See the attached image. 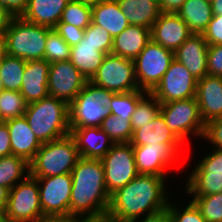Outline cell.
Segmentation results:
<instances>
[{"label":"cell","instance_id":"1","mask_svg":"<svg viewBox=\"0 0 222 222\" xmlns=\"http://www.w3.org/2000/svg\"><path fill=\"white\" fill-rule=\"evenodd\" d=\"M165 176L139 174L110 197L106 215L113 222H130L167 208Z\"/></svg>","mask_w":222,"mask_h":222},{"label":"cell","instance_id":"2","mask_svg":"<svg viewBox=\"0 0 222 222\" xmlns=\"http://www.w3.org/2000/svg\"><path fill=\"white\" fill-rule=\"evenodd\" d=\"M71 176L69 217L78 220L105 219L111 195L106 189L101 160L80 157Z\"/></svg>","mask_w":222,"mask_h":222},{"label":"cell","instance_id":"3","mask_svg":"<svg viewBox=\"0 0 222 222\" xmlns=\"http://www.w3.org/2000/svg\"><path fill=\"white\" fill-rule=\"evenodd\" d=\"M24 116L41 144L70 134L69 105L55 97L28 104Z\"/></svg>","mask_w":222,"mask_h":222},{"label":"cell","instance_id":"4","mask_svg":"<svg viewBox=\"0 0 222 222\" xmlns=\"http://www.w3.org/2000/svg\"><path fill=\"white\" fill-rule=\"evenodd\" d=\"M79 158L75 141L68 134L41 145L29 163V175L33 178H45L71 173Z\"/></svg>","mask_w":222,"mask_h":222},{"label":"cell","instance_id":"5","mask_svg":"<svg viewBox=\"0 0 222 222\" xmlns=\"http://www.w3.org/2000/svg\"><path fill=\"white\" fill-rule=\"evenodd\" d=\"M114 94L88 81L69 104L70 128L100 127L102 121L110 115L108 107Z\"/></svg>","mask_w":222,"mask_h":222},{"label":"cell","instance_id":"6","mask_svg":"<svg viewBox=\"0 0 222 222\" xmlns=\"http://www.w3.org/2000/svg\"><path fill=\"white\" fill-rule=\"evenodd\" d=\"M51 28L14 17L5 34L7 54L25 61L43 60L48 32Z\"/></svg>","mask_w":222,"mask_h":222},{"label":"cell","instance_id":"7","mask_svg":"<svg viewBox=\"0 0 222 222\" xmlns=\"http://www.w3.org/2000/svg\"><path fill=\"white\" fill-rule=\"evenodd\" d=\"M160 113L168 128L183 143L189 135L203 138L205 124L195 97L161 104Z\"/></svg>","mask_w":222,"mask_h":222},{"label":"cell","instance_id":"8","mask_svg":"<svg viewBox=\"0 0 222 222\" xmlns=\"http://www.w3.org/2000/svg\"><path fill=\"white\" fill-rule=\"evenodd\" d=\"M89 81L115 94L141 90L135 76L134 60L111 53L105 56L101 66Z\"/></svg>","mask_w":222,"mask_h":222},{"label":"cell","instance_id":"9","mask_svg":"<svg viewBox=\"0 0 222 222\" xmlns=\"http://www.w3.org/2000/svg\"><path fill=\"white\" fill-rule=\"evenodd\" d=\"M174 59V52L150 40L134 59L138 87L151 92L161 81Z\"/></svg>","mask_w":222,"mask_h":222},{"label":"cell","instance_id":"10","mask_svg":"<svg viewBox=\"0 0 222 222\" xmlns=\"http://www.w3.org/2000/svg\"><path fill=\"white\" fill-rule=\"evenodd\" d=\"M5 213L10 222H35L45 218L36 178L29 175L9 190Z\"/></svg>","mask_w":222,"mask_h":222},{"label":"cell","instance_id":"11","mask_svg":"<svg viewBox=\"0 0 222 222\" xmlns=\"http://www.w3.org/2000/svg\"><path fill=\"white\" fill-rule=\"evenodd\" d=\"M101 162L104 168L106 189L110 195L139 175L133 146L130 143L114 144Z\"/></svg>","mask_w":222,"mask_h":222},{"label":"cell","instance_id":"12","mask_svg":"<svg viewBox=\"0 0 222 222\" xmlns=\"http://www.w3.org/2000/svg\"><path fill=\"white\" fill-rule=\"evenodd\" d=\"M193 169L185 185L186 194L192 197L222 192V149L206 154Z\"/></svg>","mask_w":222,"mask_h":222},{"label":"cell","instance_id":"13","mask_svg":"<svg viewBox=\"0 0 222 222\" xmlns=\"http://www.w3.org/2000/svg\"><path fill=\"white\" fill-rule=\"evenodd\" d=\"M36 179L43 215L45 217H69L72 191L71 173Z\"/></svg>","mask_w":222,"mask_h":222},{"label":"cell","instance_id":"14","mask_svg":"<svg viewBox=\"0 0 222 222\" xmlns=\"http://www.w3.org/2000/svg\"><path fill=\"white\" fill-rule=\"evenodd\" d=\"M197 79L175 58L170 63L161 81L151 93L161 103L193 98L196 95Z\"/></svg>","mask_w":222,"mask_h":222},{"label":"cell","instance_id":"15","mask_svg":"<svg viewBox=\"0 0 222 222\" xmlns=\"http://www.w3.org/2000/svg\"><path fill=\"white\" fill-rule=\"evenodd\" d=\"M87 82L88 79L70 60L50 63L48 74L49 96L62 100L69 105Z\"/></svg>","mask_w":222,"mask_h":222},{"label":"cell","instance_id":"16","mask_svg":"<svg viewBox=\"0 0 222 222\" xmlns=\"http://www.w3.org/2000/svg\"><path fill=\"white\" fill-rule=\"evenodd\" d=\"M181 146L183 144L164 143L133 146L137 172L166 176V168L171 167L177 161L179 152L183 151Z\"/></svg>","mask_w":222,"mask_h":222},{"label":"cell","instance_id":"17","mask_svg":"<svg viewBox=\"0 0 222 222\" xmlns=\"http://www.w3.org/2000/svg\"><path fill=\"white\" fill-rule=\"evenodd\" d=\"M192 34L184 20L172 13H160L150 29L151 40L173 52Z\"/></svg>","mask_w":222,"mask_h":222},{"label":"cell","instance_id":"18","mask_svg":"<svg viewBox=\"0 0 222 222\" xmlns=\"http://www.w3.org/2000/svg\"><path fill=\"white\" fill-rule=\"evenodd\" d=\"M195 98L204 124L222 118V77L205 75L197 80Z\"/></svg>","mask_w":222,"mask_h":222},{"label":"cell","instance_id":"19","mask_svg":"<svg viewBox=\"0 0 222 222\" xmlns=\"http://www.w3.org/2000/svg\"><path fill=\"white\" fill-rule=\"evenodd\" d=\"M208 43L202 34H192L174 52V58L181 62L197 79L208 75L207 51Z\"/></svg>","mask_w":222,"mask_h":222},{"label":"cell","instance_id":"20","mask_svg":"<svg viewBox=\"0 0 222 222\" xmlns=\"http://www.w3.org/2000/svg\"><path fill=\"white\" fill-rule=\"evenodd\" d=\"M70 135L82 158L101 160L114 145L100 127L70 128Z\"/></svg>","mask_w":222,"mask_h":222},{"label":"cell","instance_id":"21","mask_svg":"<svg viewBox=\"0 0 222 222\" xmlns=\"http://www.w3.org/2000/svg\"><path fill=\"white\" fill-rule=\"evenodd\" d=\"M49 68L50 63L44 59L26 61L20 93L28 104L49 96Z\"/></svg>","mask_w":222,"mask_h":222},{"label":"cell","instance_id":"22","mask_svg":"<svg viewBox=\"0 0 222 222\" xmlns=\"http://www.w3.org/2000/svg\"><path fill=\"white\" fill-rule=\"evenodd\" d=\"M4 122L10 134L12 155L21 157L30 163L42 144L29 127L27 119L22 116Z\"/></svg>","mask_w":222,"mask_h":222},{"label":"cell","instance_id":"23","mask_svg":"<svg viewBox=\"0 0 222 222\" xmlns=\"http://www.w3.org/2000/svg\"><path fill=\"white\" fill-rule=\"evenodd\" d=\"M70 0H28L21 18L25 21L54 29Z\"/></svg>","mask_w":222,"mask_h":222},{"label":"cell","instance_id":"24","mask_svg":"<svg viewBox=\"0 0 222 222\" xmlns=\"http://www.w3.org/2000/svg\"><path fill=\"white\" fill-rule=\"evenodd\" d=\"M150 40L149 28L129 25L113 38L111 54L134 60Z\"/></svg>","mask_w":222,"mask_h":222},{"label":"cell","instance_id":"25","mask_svg":"<svg viewBox=\"0 0 222 222\" xmlns=\"http://www.w3.org/2000/svg\"><path fill=\"white\" fill-rule=\"evenodd\" d=\"M92 23L106 29L113 38L130 25L117 0H103L93 5Z\"/></svg>","mask_w":222,"mask_h":222},{"label":"cell","instance_id":"26","mask_svg":"<svg viewBox=\"0 0 222 222\" xmlns=\"http://www.w3.org/2000/svg\"><path fill=\"white\" fill-rule=\"evenodd\" d=\"M132 146L147 144H184L167 126L161 113L143 128L133 131L129 142Z\"/></svg>","mask_w":222,"mask_h":222},{"label":"cell","instance_id":"27","mask_svg":"<svg viewBox=\"0 0 222 222\" xmlns=\"http://www.w3.org/2000/svg\"><path fill=\"white\" fill-rule=\"evenodd\" d=\"M130 25L151 29L160 15L159 5L151 0H117Z\"/></svg>","mask_w":222,"mask_h":222},{"label":"cell","instance_id":"28","mask_svg":"<svg viewBox=\"0 0 222 222\" xmlns=\"http://www.w3.org/2000/svg\"><path fill=\"white\" fill-rule=\"evenodd\" d=\"M177 15L184 20L192 33L203 34L213 17L211 2L186 0Z\"/></svg>","mask_w":222,"mask_h":222},{"label":"cell","instance_id":"29","mask_svg":"<svg viewBox=\"0 0 222 222\" xmlns=\"http://www.w3.org/2000/svg\"><path fill=\"white\" fill-rule=\"evenodd\" d=\"M107 54L97 51L91 44H79L71 47V63L88 79L93 77Z\"/></svg>","mask_w":222,"mask_h":222},{"label":"cell","instance_id":"30","mask_svg":"<svg viewBox=\"0 0 222 222\" xmlns=\"http://www.w3.org/2000/svg\"><path fill=\"white\" fill-rule=\"evenodd\" d=\"M26 174V175H24ZM30 174L29 163L16 155L0 157V185L11 190Z\"/></svg>","mask_w":222,"mask_h":222},{"label":"cell","instance_id":"31","mask_svg":"<svg viewBox=\"0 0 222 222\" xmlns=\"http://www.w3.org/2000/svg\"><path fill=\"white\" fill-rule=\"evenodd\" d=\"M26 61L19 57L6 55L0 62V75L5 90H21Z\"/></svg>","mask_w":222,"mask_h":222},{"label":"cell","instance_id":"32","mask_svg":"<svg viewBox=\"0 0 222 222\" xmlns=\"http://www.w3.org/2000/svg\"><path fill=\"white\" fill-rule=\"evenodd\" d=\"M161 103L151 93L147 92L138 102L134 113L131 116L132 131L143 128L152 122L160 113Z\"/></svg>","mask_w":222,"mask_h":222},{"label":"cell","instance_id":"33","mask_svg":"<svg viewBox=\"0 0 222 222\" xmlns=\"http://www.w3.org/2000/svg\"><path fill=\"white\" fill-rule=\"evenodd\" d=\"M144 90H135L128 93H117L111 98V104L108 107L110 115L119 118L131 120V116L135 111L137 102L146 94Z\"/></svg>","mask_w":222,"mask_h":222},{"label":"cell","instance_id":"34","mask_svg":"<svg viewBox=\"0 0 222 222\" xmlns=\"http://www.w3.org/2000/svg\"><path fill=\"white\" fill-rule=\"evenodd\" d=\"M28 103L18 91L3 90L0 92V119L6 121L24 116Z\"/></svg>","mask_w":222,"mask_h":222},{"label":"cell","instance_id":"35","mask_svg":"<svg viewBox=\"0 0 222 222\" xmlns=\"http://www.w3.org/2000/svg\"><path fill=\"white\" fill-rule=\"evenodd\" d=\"M92 22V6L80 1L70 0L62 12L58 23L71 24L77 28L86 29Z\"/></svg>","mask_w":222,"mask_h":222},{"label":"cell","instance_id":"36","mask_svg":"<svg viewBox=\"0 0 222 222\" xmlns=\"http://www.w3.org/2000/svg\"><path fill=\"white\" fill-rule=\"evenodd\" d=\"M100 128L114 144L129 143L133 134L131 121L115 115H108L102 121Z\"/></svg>","mask_w":222,"mask_h":222},{"label":"cell","instance_id":"37","mask_svg":"<svg viewBox=\"0 0 222 222\" xmlns=\"http://www.w3.org/2000/svg\"><path fill=\"white\" fill-rule=\"evenodd\" d=\"M191 201L207 222H222V192L206 196H193Z\"/></svg>","mask_w":222,"mask_h":222},{"label":"cell","instance_id":"38","mask_svg":"<svg viewBox=\"0 0 222 222\" xmlns=\"http://www.w3.org/2000/svg\"><path fill=\"white\" fill-rule=\"evenodd\" d=\"M71 47L68 43L54 30L48 32L44 60L49 63L70 60Z\"/></svg>","mask_w":222,"mask_h":222},{"label":"cell","instance_id":"39","mask_svg":"<svg viewBox=\"0 0 222 222\" xmlns=\"http://www.w3.org/2000/svg\"><path fill=\"white\" fill-rule=\"evenodd\" d=\"M83 44H91L97 47V51L110 54L112 51L113 37L106 29L94 24H91L85 29Z\"/></svg>","mask_w":222,"mask_h":222},{"label":"cell","instance_id":"40","mask_svg":"<svg viewBox=\"0 0 222 222\" xmlns=\"http://www.w3.org/2000/svg\"><path fill=\"white\" fill-rule=\"evenodd\" d=\"M178 206V207H177ZM168 211L170 213L171 222H207L201 215L200 210L196 205L189 201V204L181 208L179 205H174L169 201Z\"/></svg>","mask_w":222,"mask_h":222},{"label":"cell","instance_id":"41","mask_svg":"<svg viewBox=\"0 0 222 222\" xmlns=\"http://www.w3.org/2000/svg\"><path fill=\"white\" fill-rule=\"evenodd\" d=\"M54 30L68 43L70 47L79 44L85 34V29L77 28L66 23H57Z\"/></svg>","mask_w":222,"mask_h":222},{"label":"cell","instance_id":"42","mask_svg":"<svg viewBox=\"0 0 222 222\" xmlns=\"http://www.w3.org/2000/svg\"><path fill=\"white\" fill-rule=\"evenodd\" d=\"M207 68L208 75L222 77V45H209Z\"/></svg>","mask_w":222,"mask_h":222},{"label":"cell","instance_id":"43","mask_svg":"<svg viewBox=\"0 0 222 222\" xmlns=\"http://www.w3.org/2000/svg\"><path fill=\"white\" fill-rule=\"evenodd\" d=\"M203 139L210 141L215 149H222V118L211 120L205 124Z\"/></svg>","mask_w":222,"mask_h":222},{"label":"cell","instance_id":"44","mask_svg":"<svg viewBox=\"0 0 222 222\" xmlns=\"http://www.w3.org/2000/svg\"><path fill=\"white\" fill-rule=\"evenodd\" d=\"M202 35L208 45H222V15H213Z\"/></svg>","mask_w":222,"mask_h":222},{"label":"cell","instance_id":"45","mask_svg":"<svg viewBox=\"0 0 222 222\" xmlns=\"http://www.w3.org/2000/svg\"><path fill=\"white\" fill-rule=\"evenodd\" d=\"M27 4L28 0H0V5L6 8L14 17H21Z\"/></svg>","mask_w":222,"mask_h":222},{"label":"cell","instance_id":"46","mask_svg":"<svg viewBox=\"0 0 222 222\" xmlns=\"http://www.w3.org/2000/svg\"><path fill=\"white\" fill-rule=\"evenodd\" d=\"M12 155L10 134L4 121L0 123V157Z\"/></svg>","mask_w":222,"mask_h":222},{"label":"cell","instance_id":"47","mask_svg":"<svg viewBox=\"0 0 222 222\" xmlns=\"http://www.w3.org/2000/svg\"><path fill=\"white\" fill-rule=\"evenodd\" d=\"M139 219L140 218H137L130 222H137V221L138 222H171L168 207L159 212H156L150 215H145L144 218H142V220H139Z\"/></svg>","mask_w":222,"mask_h":222},{"label":"cell","instance_id":"48","mask_svg":"<svg viewBox=\"0 0 222 222\" xmlns=\"http://www.w3.org/2000/svg\"><path fill=\"white\" fill-rule=\"evenodd\" d=\"M186 0H161L159 10L161 13L177 14Z\"/></svg>","mask_w":222,"mask_h":222},{"label":"cell","instance_id":"49","mask_svg":"<svg viewBox=\"0 0 222 222\" xmlns=\"http://www.w3.org/2000/svg\"><path fill=\"white\" fill-rule=\"evenodd\" d=\"M14 16L0 5V36H5Z\"/></svg>","mask_w":222,"mask_h":222},{"label":"cell","instance_id":"50","mask_svg":"<svg viewBox=\"0 0 222 222\" xmlns=\"http://www.w3.org/2000/svg\"><path fill=\"white\" fill-rule=\"evenodd\" d=\"M9 197V189L0 185V210L5 211Z\"/></svg>","mask_w":222,"mask_h":222},{"label":"cell","instance_id":"51","mask_svg":"<svg viewBox=\"0 0 222 222\" xmlns=\"http://www.w3.org/2000/svg\"><path fill=\"white\" fill-rule=\"evenodd\" d=\"M78 219L72 217H45L35 222H78Z\"/></svg>","mask_w":222,"mask_h":222},{"label":"cell","instance_id":"52","mask_svg":"<svg viewBox=\"0 0 222 222\" xmlns=\"http://www.w3.org/2000/svg\"><path fill=\"white\" fill-rule=\"evenodd\" d=\"M211 6L213 15H222V0H213Z\"/></svg>","mask_w":222,"mask_h":222},{"label":"cell","instance_id":"53","mask_svg":"<svg viewBox=\"0 0 222 222\" xmlns=\"http://www.w3.org/2000/svg\"><path fill=\"white\" fill-rule=\"evenodd\" d=\"M6 55H7L6 37L0 36V62L4 59Z\"/></svg>","mask_w":222,"mask_h":222},{"label":"cell","instance_id":"54","mask_svg":"<svg viewBox=\"0 0 222 222\" xmlns=\"http://www.w3.org/2000/svg\"><path fill=\"white\" fill-rule=\"evenodd\" d=\"M76 1H80L84 4L93 6V5H96L98 2L103 1V0H76Z\"/></svg>","mask_w":222,"mask_h":222},{"label":"cell","instance_id":"55","mask_svg":"<svg viewBox=\"0 0 222 222\" xmlns=\"http://www.w3.org/2000/svg\"><path fill=\"white\" fill-rule=\"evenodd\" d=\"M0 222H10L5 211L0 210Z\"/></svg>","mask_w":222,"mask_h":222},{"label":"cell","instance_id":"56","mask_svg":"<svg viewBox=\"0 0 222 222\" xmlns=\"http://www.w3.org/2000/svg\"><path fill=\"white\" fill-rule=\"evenodd\" d=\"M78 222H113V221L105 218V219H99V220H79Z\"/></svg>","mask_w":222,"mask_h":222},{"label":"cell","instance_id":"57","mask_svg":"<svg viewBox=\"0 0 222 222\" xmlns=\"http://www.w3.org/2000/svg\"><path fill=\"white\" fill-rule=\"evenodd\" d=\"M3 90H5V88H4L3 81H2L1 75H0V92H2Z\"/></svg>","mask_w":222,"mask_h":222},{"label":"cell","instance_id":"58","mask_svg":"<svg viewBox=\"0 0 222 222\" xmlns=\"http://www.w3.org/2000/svg\"><path fill=\"white\" fill-rule=\"evenodd\" d=\"M151 1H153V2L157 3L158 5H160V1L161 0H151Z\"/></svg>","mask_w":222,"mask_h":222}]
</instances>
